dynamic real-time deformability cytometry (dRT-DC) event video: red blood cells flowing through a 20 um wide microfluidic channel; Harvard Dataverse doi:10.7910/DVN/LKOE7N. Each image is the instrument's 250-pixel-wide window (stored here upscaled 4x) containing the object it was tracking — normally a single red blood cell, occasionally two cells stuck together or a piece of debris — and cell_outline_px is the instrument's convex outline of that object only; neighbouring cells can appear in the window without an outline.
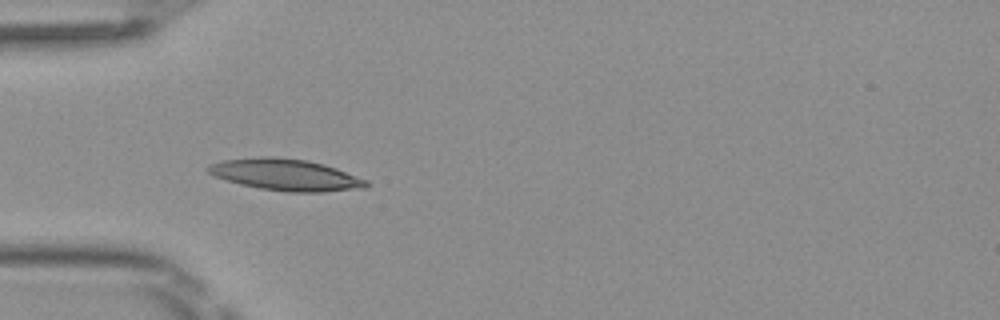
{"species": "Egyptian fruit bat (a non-hibernating species)", "species_latin": "Rousettus aegyptiacus", "temperature_condition": "room temperature", "stored_images_in_passage": 35, "camera_frame_rate_fps": 3000, "um_per_image_px": 0.085, "frame": {"image": 1, "passage_image": 1, "time_ms": 0.0, "image_size_px": [1000, 320], "cell_outline_px": [[368, 184], [364, 188], [324, 192], [288, 192], [260, 188], [240, 184], [216, 176], [208, 172], [208, 164], [224, 160], [264, 156], [272, 156], [308, 160], [324, 164], [336, 168], [368, 180]], "centroid_in_image_um": [24.31, 14.85], "position_along_channel_um": 60.7, "area_um2": 28.96}}
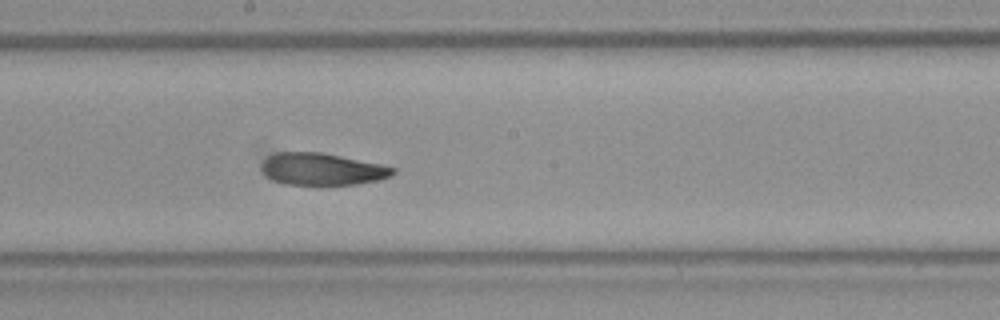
{"frame": {"image": 2, "passage_image": 13, "time_ms": 4.0, "image_size_px": [1000, 320], "cell_outline_px": [[396, 172], [380, 180], [356, 184], [288, 184], [272, 180], [260, 168], [260, 164], [268, 156], [276, 152], [320, 152], [380, 164], [396, 168]], "centroid_in_image_um": [27.36, 14.37], "position_along_channel_um": 220.8, "area_um2": 24.28}}
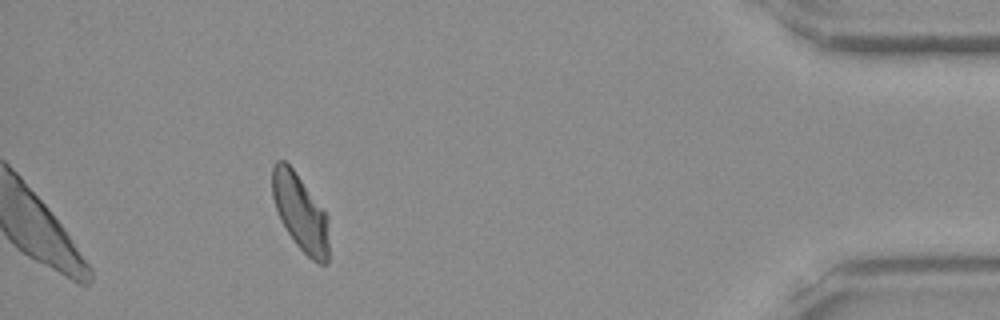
{"frame": {"image": 3, "passage_image": 31, "time_ms": 10.0, "image_size_px": [1000, 320], "cell_outline_px": [[328, 264], [316, 264], [296, 244], [280, 220], [272, 196], [272, 164], [276, 160], [284, 160], [296, 172], [328, 216]], "centroid_in_image_um": [25.52, 18.06], "position_along_channel_um": 409.7, "area_um2": 25.26}, "authors_computed_cell_mechanics": {"area_um2": 25.5476, "velocity_mm_per_s": 4.0653, "shape_relaxation_time_tau1_ms": 5.3256, "shape_relaxation_time_tau2_ms": 2.1339, "deformation_change_tau1": 0.1697, "deformation_change_tau2": 0.077}}